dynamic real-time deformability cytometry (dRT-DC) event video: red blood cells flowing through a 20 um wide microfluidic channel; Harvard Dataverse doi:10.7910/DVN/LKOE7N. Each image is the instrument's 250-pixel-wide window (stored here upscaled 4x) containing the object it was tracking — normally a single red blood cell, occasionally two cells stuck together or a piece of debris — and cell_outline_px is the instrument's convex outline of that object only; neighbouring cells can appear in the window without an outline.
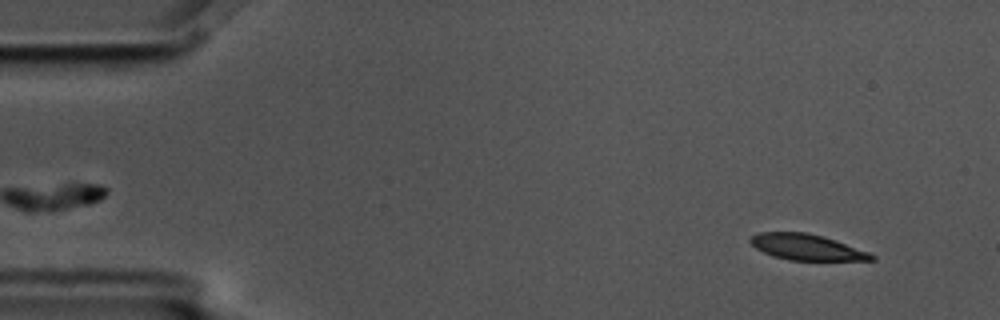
{"species": "common noctule bat (a hibernating species)", "species_latin": "Nyctalus noctula", "temperature_condition": "cold", "stored_images_in_passage": 9, "camera_frame_rate_fps": 3000, "um_per_image_px": 0.085, "animal": {"sex": "male", "body_mass_g": 17.5, "forearm_length_mm": 52.3}, "frame": {"image": 1, "passage_image": 1, "time_ms": 0.0, "image_size_px": [1000, 320], "cell_outline_px": [[876, 260], [788, 260], [764, 252], [756, 248], [748, 240], [752, 236], [760, 232], [808, 232], [824, 236], [836, 240], [868, 252], [876, 256]], "centroid_in_image_um": [68.58, 21.0], "position_along_channel_um": 16.4, "area_um2": 18.15}}
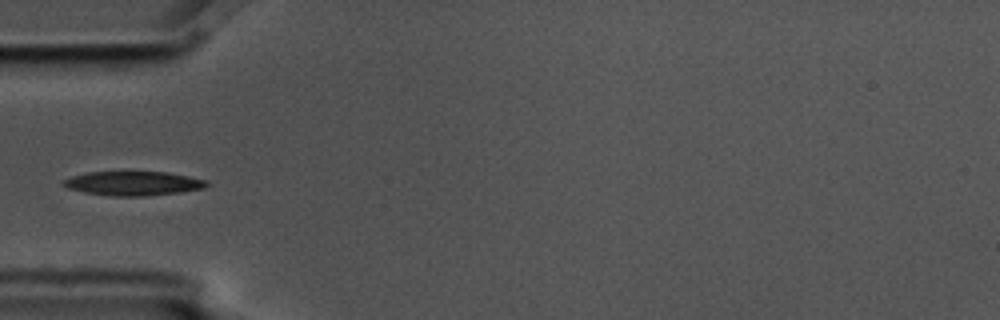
{"frame": {"image": 2, "passage_image": 4, "time_ms": 1.0, "image_size_px": [1000, 320], "cell_outline_px": [[208, 184], [204, 188], [180, 192], [140, 196], [112, 196], [84, 192], [68, 188], [60, 184], [60, 180], [72, 176], [88, 172], [124, 168], [168, 172], [208, 180]], "centroid_in_image_um": [11.26, 15.52], "position_along_channel_um": 73.7, "area_um2": 21.33}}